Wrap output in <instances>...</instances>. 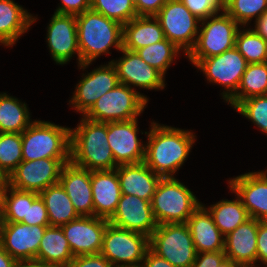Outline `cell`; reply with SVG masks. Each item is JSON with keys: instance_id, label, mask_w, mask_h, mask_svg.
<instances>
[{"instance_id": "1f68e13d", "label": "cell", "mask_w": 267, "mask_h": 267, "mask_svg": "<svg viewBox=\"0 0 267 267\" xmlns=\"http://www.w3.org/2000/svg\"><path fill=\"white\" fill-rule=\"evenodd\" d=\"M267 95V62L248 64L237 92L226 102L234 109L242 100Z\"/></svg>"}, {"instance_id": "f1b7e54d", "label": "cell", "mask_w": 267, "mask_h": 267, "mask_svg": "<svg viewBox=\"0 0 267 267\" xmlns=\"http://www.w3.org/2000/svg\"><path fill=\"white\" fill-rule=\"evenodd\" d=\"M49 217L50 226H62L79 217L73 203L60 182L39 193Z\"/></svg>"}, {"instance_id": "9f6ffc18", "label": "cell", "mask_w": 267, "mask_h": 267, "mask_svg": "<svg viewBox=\"0 0 267 267\" xmlns=\"http://www.w3.org/2000/svg\"><path fill=\"white\" fill-rule=\"evenodd\" d=\"M133 4H135L138 0H131Z\"/></svg>"}, {"instance_id": "4fadbf2b", "label": "cell", "mask_w": 267, "mask_h": 267, "mask_svg": "<svg viewBox=\"0 0 267 267\" xmlns=\"http://www.w3.org/2000/svg\"><path fill=\"white\" fill-rule=\"evenodd\" d=\"M86 72L82 73V78L76 84L75 91L68 103L81 116L102 95L114 89L119 84L116 68L111 62L101 64L97 68L92 69V71Z\"/></svg>"}, {"instance_id": "b9f144b4", "label": "cell", "mask_w": 267, "mask_h": 267, "mask_svg": "<svg viewBox=\"0 0 267 267\" xmlns=\"http://www.w3.org/2000/svg\"><path fill=\"white\" fill-rule=\"evenodd\" d=\"M66 267H113L101 254L75 256Z\"/></svg>"}, {"instance_id": "e575fe53", "label": "cell", "mask_w": 267, "mask_h": 267, "mask_svg": "<svg viewBox=\"0 0 267 267\" xmlns=\"http://www.w3.org/2000/svg\"><path fill=\"white\" fill-rule=\"evenodd\" d=\"M0 200L4 222H21L27 219L28 191L12 188L4 181L0 184Z\"/></svg>"}, {"instance_id": "2e32d148", "label": "cell", "mask_w": 267, "mask_h": 267, "mask_svg": "<svg viewBox=\"0 0 267 267\" xmlns=\"http://www.w3.org/2000/svg\"><path fill=\"white\" fill-rule=\"evenodd\" d=\"M120 52L123 55L118 60L110 61L116 68L119 83L135 90H164L165 76L161 72L147 64L137 52L124 48Z\"/></svg>"}, {"instance_id": "f35d334b", "label": "cell", "mask_w": 267, "mask_h": 267, "mask_svg": "<svg viewBox=\"0 0 267 267\" xmlns=\"http://www.w3.org/2000/svg\"><path fill=\"white\" fill-rule=\"evenodd\" d=\"M234 110L267 135V95L252 96L242 100Z\"/></svg>"}, {"instance_id": "30bf717a", "label": "cell", "mask_w": 267, "mask_h": 267, "mask_svg": "<svg viewBox=\"0 0 267 267\" xmlns=\"http://www.w3.org/2000/svg\"><path fill=\"white\" fill-rule=\"evenodd\" d=\"M155 17L165 38L187 56L195 46L201 21L180 0H167Z\"/></svg>"}, {"instance_id": "ab89813d", "label": "cell", "mask_w": 267, "mask_h": 267, "mask_svg": "<svg viewBox=\"0 0 267 267\" xmlns=\"http://www.w3.org/2000/svg\"><path fill=\"white\" fill-rule=\"evenodd\" d=\"M23 224L29 226H49V217L46 210L45 203L40 197L39 193L34 191H28V211L27 219L21 221Z\"/></svg>"}, {"instance_id": "4316f807", "label": "cell", "mask_w": 267, "mask_h": 267, "mask_svg": "<svg viewBox=\"0 0 267 267\" xmlns=\"http://www.w3.org/2000/svg\"><path fill=\"white\" fill-rule=\"evenodd\" d=\"M165 39L155 16H137L123 24V48L136 52Z\"/></svg>"}, {"instance_id": "8d00e7d4", "label": "cell", "mask_w": 267, "mask_h": 267, "mask_svg": "<svg viewBox=\"0 0 267 267\" xmlns=\"http://www.w3.org/2000/svg\"><path fill=\"white\" fill-rule=\"evenodd\" d=\"M224 11L240 26L248 27L253 18L257 21L267 12V0H228Z\"/></svg>"}, {"instance_id": "d6986e66", "label": "cell", "mask_w": 267, "mask_h": 267, "mask_svg": "<svg viewBox=\"0 0 267 267\" xmlns=\"http://www.w3.org/2000/svg\"><path fill=\"white\" fill-rule=\"evenodd\" d=\"M227 182L231 193L241 199L249 217L267 221V177L262 171L244 173Z\"/></svg>"}, {"instance_id": "5b68a950", "label": "cell", "mask_w": 267, "mask_h": 267, "mask_svg": "<svg viewBox=\"0 0 267 267\" xmlns=\"http://www.w3.org/2000/svg\"><path fill=\"white\" fill-rule=\"evenodd\" d=\"M202 204L187 186L174 177H162L156 187L151 206L157 224L187 223Z\"/></svg>"}, {"instance_id": "7402d4cb", "label": "cell", "mask_w": 267, "mask_h": 267, "mask_svg": "<svg viewBox=\"0 0 267 267\" xmlns=\"http://www.w3.org/2000/svg\"><path fill=\"white\" fill-rule=\"evenodd\" d=\"M258 220L249 218L224 237V253L239 267H256Z\"/></svg>"}, {"instance_id": "52a82bcc", "label": "cell", "mask_w": 267, "mask_h": 267, "mask_svg": "<svg viewBox=\"0 0 267 267\" xmlns=\"http://www.w3.org/2000/svg\"><path fill=\"white\" fill-rule=\"evenodd\" d=\"M197 40L187 59L196 65L201 59L219 55L235 47L241 27L224 10L200 22Z\"/></svg>"}, {"instance_id": "484cf974", "label": "cell", "mask_w": 267, "mask_h": 267, "mask_svg": "<svg viewBox=\"0 0 267 267\" xmlns=\"http://www.w3.org/2000/svg\"><path fill=\"white\" fill-rule=\"evenodd\" d=\"M197 253L224 251V236L203 203L187 221Z\"/></svg>"}, {"instance_id": "3957f363", "label": "cell", "mask_w": 267, "mask_h": 267, "mask_svg": "<svg viewBox=\"0 0 267 267\" xmlns=\"http://www.w3.org/2000/svg\"><path fill=\"white\" fill-rule=\"evenodd\" d=\"M70 161L90 171L113 170L115 163L107 139V123L81 117L71 128Z\"/></svg>"}, {"instance_id": "f5cc1de1", "label": "cell", "mask_w": 267, "mask_h": 267, "mask_svg": "<svg viewBox=\"0 0 267 267\" xmlns=\"http://www.w3.org/2000/svg\"><path fill=\"white\" fill-rule=\"evenodd\" d=\"M3 225H4V214H3V207H2V203L0 200V239H1V233L3 230Z\"/></svg>"}, {"instance_id": "f6af8a7d", "label": "cell", "mask_w": 267, "mask_h": 267, "mask_svg": "<svg viewBox=\"0 0 267 267\" xmlns=\"http://www.w3.org/2000/svg\"><path fill=\"white\" fill-rule=\"evenodd\" d=\"M226 258L224 251L197 253L191 267H218Z\"/></svg>"}, {"instance_id": "836d02e7", "label": "cell", "mask_w": 267, "mask_h": 267, "mask_svg": "<svg viewBox=\"0 0 267 267\" xmlns=\"http://www.w3.org/2000/svg\"><path fill=\"white\" fill-rule=\"evenodd\" d=\"M141 59L164 76L181 51L166 38L136 51Z\"/></svg>"}, {"instance_id": "8992f818", "label": "cell", "mask_w": 267, "mask_h": 267, "mask_svg": "<svg viewBox=\"0 0 267 267\" xmlns=\"http://www.w3.org/2000/svg\"><path fill=\"white\" fill-rule=\"evenodd\" d=\"M143 93L119 83L102 95L83 117L95 122L129 121L138 118L148 105Z\"/></svg>"}, {"instance_id": "ffe728a7", "label": "cell", "mask_w": 267, "mask_h": 267, "mask_svg": "<svg viewBox=\"0 0 267 267\" xmlns=\"http://www.w3.org/2000/svg\"><path fill=\"white\" fill-rule=\"evenodd\" d=\"M46 227L4 222L0 246L15 260L35 259Z\"/></svg>"}, {"instance_id": "9a60e30c", "label": "cell", "mask_w": 267, "mask_h": 267, "mask_svg": "<svg viewBox=\"0 0 267 267\" xmlns=\"http://www.w3.org/2000/svg\"><path fill=\"white\" fill-rule=\"evenodd\" d=\"M138 118L107 122V139L117 165L144 161L145 144L139 139Z\"/></svg>"}, {"instance_id": "277c9868", "label": "cell", "mask_w": 267, "mask_h": 267, "mask_svg": "<svg viewBox=\"0 0 267 267\" xmlns=\"http://www.w3.org/2000/svg\"><path fill=\"white\" fill-rule=\"evenodd\" d=\"M70 143V127L45 120H34L22 132V159H70Z\"/></svg>"}, {"instance_id": "681fc988", "label": "cell", "mask_w": 267, "mask_h": 267, "mask_svg": "<svg viewBox=\"0 0 267 267\" xmlns=\"http://www.w3.org/2000/svg\"><path fill=\"white\" fill-rule=\"evenodd\" d=\"M13 267H50L38 259L16 260Z\"/></svg>"}, {"instance_id": "c3c4849f", "label": "cell", "mask_w": 267, "mask_h": 267, "mask_svg": "<svg viewBox=\"0 0 267 267\" xmlns=\"http://www.w3.org/2000/svg\"><path fill=\"white\" fill-rule=\"evenodd\" d=\"M254 22V29L259 35H261L264 39H267V12Z\"/></svg>"}, {"instance_id": "f546056e", "label": "cell", "mask_w": 267, "mask_h": 267, "mask_svg": "<svg viewBox=\"0 0 267 267\" xmlns=\"http://www.w3.org/2000/svg\"><path fill=\"white\" fill-rule=\"evenodd\" d=\"M30 114L27 103L0 93V133H22L34 122Z\"/></svg>"}, {"instance_id": "6da1fadb", "label": "cell", "mask_w": 267, "mask_h": 267, "mask_svg": "<svg viewBox=\"0 0 267 267\" xmlns=\"http://www.w3.org/2000/svg\"><path fill=\"white\" fill-rule=\"evenodd\" d=\"M150 123L149 131H144L148 139L144 142L143 162L161 177H174L186 162L196 142V134L192 130L175 128L153 120Z\"/></svg>"}, {"instance_id": "60d3db41", "label": "cell", "mask_w": 267, "mask_h": 267, "mask_svg": "<svg viewBox=\"0 0 267 267\" xmlns=\"http://www.w3.org/2000/svg\"><path fill=\"white\" fill-rule=\"evenodd\" d=\"M200 21L224 10L222 0H180Z\"/></svg>"}, {"instance_id": "7c38bea8", "label": "cell", "mask_w": 267, "mask_h": 267, "mask_svg": "<svg viewBox=\"0 0 267 267\" xmlns=\"http://www.w3.org/2000/svg\"><path fill=\"white\" fill-rule=\"evenodd\" d=\"M68 162L70 159L22 160L5 182L17 190L40 193L59 182L63 165Z\"/></svg>"}, {"instance_id": "cb8c5ba5", "label": "cell", "mask_w": 267, "mask_h": 267, "mask_svg": "<svg viewBox=\"0 0 267 267\" xmlns=\"http://www.w3.org/2000/svg\"><path fill=\"white\" fill-rule=\"evenodd\" d=\"M121 193L152 201L156 187L162 178L144 162L118 165L116 168Z\"/></svg>"}, {"instance_id": "d6a6232c", "label": "cell", "mask_w": 267, "mask_h": 267, "mask_svg": "<svg viewBox=\"0 0 267 267\" xmlns=\"http://www.w3.org/2000/svg\"><path fill=\"white\" fill-rule=\"evenodd\" d=\"M241 26L236 34L235 48L248 64L267 62V39H264L250 26ZM242 28V29H241Z\"/></svg>"}, {"instance_id": "ac0fdd59", "label": "cell", "mask_w": 267, "mask_h": 267, "mask_svg": "<svg viewBox=\"0 0 267 267\" xmlns=\"http://www.w3.org/2000/svg\"><path fill=\"white\" fill-rule=\"evenodd\" d=\"M108 222L118 228L142 233L148 237L158 226L151 202L127 194L121 195L117 208Z\"/></svg>"}, {"instance_id": "44dd1931", "label": "cell", "mask_w": 267, "mask_h": 267, "mask_svg": "<svg viewBox=\"0 0 267 267\" xmlns=\"http://www.w3.org/2000/svg\"><path fill=\"white\" fill-rule=\"evenodd\" d=\"M59 182L79 216H94L90 170L70 161L63 165Z\"/></svg>"}, {"instance_id": "83f0119b", "label": "cell", "mask_w": 267, "mask_h": 267, "mask_svg": "<svg viewBox=\"0 0 267 267\" xmlns=\"http://www.w3.org/2000/svg\"><path fill=\"white\" fill-rule=\"evenodd\" d=\"M74 258L68 240L59 226H47L36 259L50 267H66Z\"/></svg>"}, {"instance_id": "9c48e42d", "label": "cell", "mask_w": 267, "mask_h": 267, "mask_svg": "<svg viewBox=\"0 0 267 267\" xmlns=\"http://www.w3.org/2000/svg\"><path fill=\"white\" fill-rule=\"evenodd\" d=\"M148 250V236L110 223L106 225L100 253L113 267H141Z\"/></svg>"}, {"instance_id": "ee69618b", "label": "cell", "mask_w": 267, "mask_h": 267, "mask_svg": "<svg viewBox=\"0 0 267 267\" xmlns=\"http://www.w3.org/2000/svg\"><path fill=\"white\" fill-rule=\"evenodd\" d=\"M55 13L77 16L91 9V0H60Z\"/></svg>"}, {"instance_id": "bcb514c9", "label": "cell", "mask_w": 267, "mask_h": 267, "mask_svg": "<svg viewBox=\"0 0 267 267\" xmlns=\"http://www.w3.org/2000/svg\"><path fill=\"white\" fill-rule=\"evenodd\" d=\"M167 0H138L134 5L137 16H155Z\"/></svg>"}, {"instance_id": "ba28073f", "label": "cell", "mask_w": 267, "mask_h": 267, "mask_svg": "<svg viewBox=\"0 0 267 267\" xmlns=\"http://www.w3.org/2000/svg\"><path fill=\"white\" fill-rule=\"evenodd\" d=\"M149 249L175 267H191L197 256L187 223L159 224L149 237Z\"/></svg>"}, {"instance_id": "8fae6325", "label": "cell", "mask_w": 267, "mask_h": 267, "mask_svg": "<svg viewBox=\"0 0 267 267\" xmlns=\"http://www.w3.org/2000/svg\"><path fill=\"white\" fill-rule=\"evenodd\" d=\"M247 65L246 59L234 47L219 55L201 59L194 67L203 72L207 83L223 87L221 96L227 102L237 92Z\"/></svg>"}, {"instance_id": "d590c367", "label": "cell", "mask_w": 267, "mask_h": 267, "mask_svg": "<svg viewBox=\"0 0 267 267\" xmlns=\"http://www.w3.org/2000/svg\"><path fill=\"white\" fill-rule=\"evenodd\" d=\"M22 160V133H0V174L7 179Z\"/></svg>"}, {"instance_id": "7bdbcfd3", "label": "cell", "mask_w": 267, "mask_h": 267, "mask_svg": "<svg viewBox=\"0 0 267 267\" xmlns=\"http://www.w3.org/2000/svg\"><path fill=\"white\" fill-rule=\"evenodd\" d=\"M258 262L267 267V221H258L256 267Z\"/></svg>"}, {"instance_id": "e0dca14e", "label": "cell", "mask_w": 267, "mask_h": 267, "mask_svg": "<svg viewBox=\"0 0 267 267\" xmlns=\"http://www.w3.org/2000/svg\"><path fill=\"white\" fill-rule=\"evenodd\" d=\"M108 223V219L101 217L79 216L60 227L75 257L100 253Z\"/></svg>"}, {"instance_id": "5bb4252c", "label": "cell", "mask_w": 267, "mask_h": 267, "mask_svg": "<svg viewBox=\"0 0 267 267\" xmlns=\"http://www.w3.org/2000/svg\"><path fill=\"white\" fill-rule=\"evenodd\" d=\"M46 38L49 53L57 65L67 64L73 56H77V66L81 65L76 16L54 12L47 25Z\"/></svg>"}, {"instance_id": "f907efd6", "label": "cell", "mask_w": 267, "mask_h": 267, "mask_svg": "<svg viewBox=\"0 0 267 267\" xmlns=\"http://www.w3.org/2000/svg\"><path fill=\"white\" fill-rule=\"evenodd\" d=\"M16 260L0 246V267H13Z\"/></svg>"}, {"instance_id": "4dcf8cb0", "label": "cell", "mask_w": 267, "mask_h": 267, "mask_svg": "<svg viewBox=\"0 0 267 267\" xmlns=\"http://www.w3.org/2000/svg\"><path fill=\"white\" fill-rule=\"evenodd\" d=\"M235 196L234 200L222 199L207 207L203 205L224 237L250 218L241 199Z\"/></svg>"}, {"instance_id": "d4e9b609", "label": "cell", "mask_w": 267, "mask_h": 267, "mask_svg": "<svg viewBox=\"0 0 267 267\" xmlns=\"http://www.w3.org/2000/svg\"><path fill=\"white\" fill-rule=\"evenodd\" d=\"M37 19L14 0H0V45L13 47Z\"/></svg>"}, {"instance_id": "603a6c76", "label": "cell", "mask_w": 267, "mask_h": 267, "mask_svg": "<svg viewBox=\"0 0 267 267\" xmlns=\"http://www.w3.org/2000/svg\"><path fill=\"white\" fill-rule=\"evenodd\" d=\"M91 187L94 216L109 219L122 195L116 169L91 171Z\"/></svg>"}, {"instance_id": "74e56055", "label": "cell", "mask_w": 267, "mask_h": 267, "mask_svg": "<svg viewBox=\"0 0 267 267\" xmlns=\"http://www.w3.org/2000/svg\"><path fill=\"white\" fill-rule=\"evenodd\" d=\"M91 9L122 25L137 17L131 0H91Z\"/></svg>"}, {"instance_id": "11a10c76", "label": "cell", "mask_w": 267, "mask_h": 267, "mask_svg": "<svg viewBox=\"0 0 267 267\" xmlns=\"http://www.w3.org/2000/svg\"><path fill=\"white\" fill-rule=\"evenodd\" d=\"M262 172L266 175L267 177V169L266 170H262Z\"/></svg>"}, {"instance_id": "816d5d0a", "label": "cell", "mask_w": 267, "mask_h": 267, "mask_svg": "<svg viewBox=\"0 0 267 267\" xmlns=\"http://www.w3.org/2000/svg\"><path fill=\"white\" fill-rule=\"evenodd\" d=\"M218 267H239L235 262L231 259L225 258L223 262H221Z\"/></svg>"}, {"instance_id": "7a4b0ae2", "label": "cell", "mask_w": 267, "mask_h": 267, "mask_svg": "<svg viewBox=\"0 0 267 267\" xmlns=\"http://www.w3.org/2000/svg\"><path fill=\"white\" fill-rule=\"evenodd\" d=\"M76 24L81 57L78 69L84 71L101 55L111 54V47L122 50L123 25L118 21L88 9L76 16Z\"/></svg>"}, {"instance_id": "db71d44e", "label": "cell", "mask_w": 267, "mask_h": 267, "mask_svg": "<svg viewBox=\"0 0 267 267\" xmlns=\"http://www.w3.org/2000/svg\"><path fill=\"white\" fill-rule=\"evenodd\" d=\"M6 179L0 174V184L4 182Z\"/></svg>"}, {"instance_id": "7dc6e473", "label": "cell", "mask_w": 267, "mask_h": 267, "mask_svg": "<svg viewBox=\"0 0 267 267\" xmlns=\"http://www.w3.org/2000/svg\"><path fill=\"white\" fill-rule=\"evenodd\" d=\"M141 267H175L166 259H163L153 253L150 249L147 251Z\"/></svg>"}]
</instances>
